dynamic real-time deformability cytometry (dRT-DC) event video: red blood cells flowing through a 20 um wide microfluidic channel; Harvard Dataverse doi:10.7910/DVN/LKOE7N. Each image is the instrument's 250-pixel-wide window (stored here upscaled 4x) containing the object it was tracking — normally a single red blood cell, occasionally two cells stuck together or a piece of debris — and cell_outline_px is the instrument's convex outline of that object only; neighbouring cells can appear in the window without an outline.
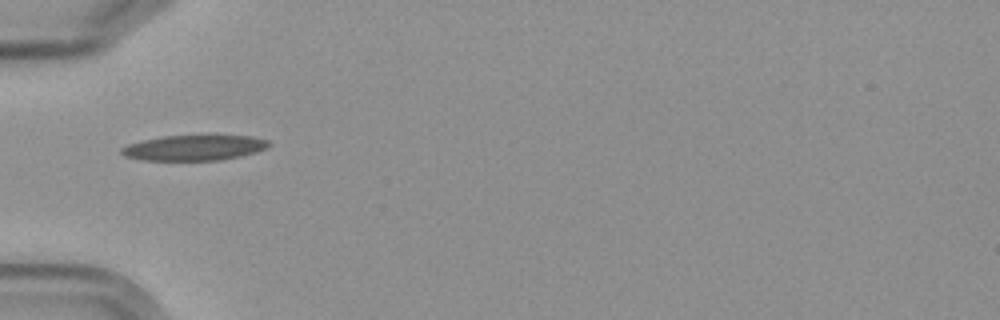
{"species": "Egyptian fruit bat (a non-hibernating species)", "species_latin": "Rousettus aegyptiacus", "temperature_condition": "cold", "stored_images_in_passage": 6, "camera_frame_rate_fps": 3000, "um_per_image_px": 0.085, "frame": {"image": 1, "passage_image": 5, "time_ms": 4.333, "image_size_px": [1000, 320], "cell_outline_px": [[272, 144], [256, 152], [240, 156], [220, 160], [144, 160], [124, 156], [120, 152], [120, 148], [128, 144], [144, 140], [164, 136], [208, 132], [252, 136], [268, 140]], "centroid_in_image_um": [16.56, 12.5], "position_along_channel_um": 68.4, "area_um2": 22.83}}
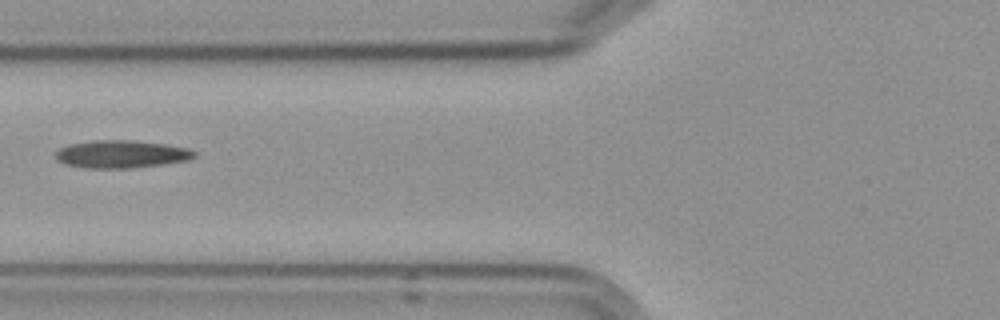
{"frame": {"image": 2, "passage_image": 6, "time_ms": 5.667, "image_size_px": [1000, 320], "cell_outline_px": [[196, 156], [188, 160], [160, 164], [128, 168], [88, 168], [68, 164], [60, 160], [56, 156], [56, 152], [60, 148], [68, 144], [92, 140], [132, 140], [164, 144], [188, 148], [196, 152]], "centroid_in_image_um": [10.33, 13.09], "position_along_channel_um": 115.5, "area_um2": 22.08}}